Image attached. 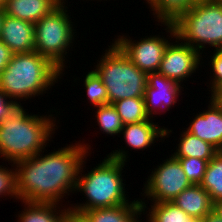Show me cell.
<instances>
[{"label":"cell","mask_w":222,"mask_h":222,"mask_svg":"<svg viewBox=\"0 0 222 222\" xmlns=\"http://www.w3.org/2000/svg\"><path fill=\"white\" fill-rule=\"evenodd\" d=\"M11 166L14 168L8 169L7 167L0 165V198L9 196V198L11 197L19 201L14 163H11Z\"/></svg>","instance_id":"27"},{"label":"cell","mask_w":222,"mask_h":222,"mask_svg":"<svg viewBox=\"0 0 222 222\" xmlns=\"http://www.w3.org/2000/svg\"><path fill=\"white\" fill-rule=\"evenodd\" d=\"M164 30L170 35L168 38L161 35H149L141 38L139 41L133 40L130 36L119 35L112 40L125 55L141 71L148 73L158 72L165 50L172 40L176 38V32L173 24H163ZM168 39V40H167Z\"/></svg>","instance_id":"8"},{"label":"cell","mask_w":222,"mask_h":222,"mask_svg":"<svg viewBox=\"0 0 222 222\" xmlns=\"http://www.w3.org/2000/svg\"><path fill=\"white\" fill-rule=\"evenodd\" d=\"M112 105L120 116L123 125L140 123L150 119L145 109L144 97L117 100Z\"/></svg>","instance_id":"22"},{"label":"cell","mask_w":222,"mask_h":222,"mask_svg":"<svg viewBox=\"0 0 222 222\" xmlns=\"http://www.w3.org/2000/svg\"><path fill=\"white\" fill-rule=\"evenodd\" d=\"M0 40L12 54L32 52L35 49L34 23L4 15Z\"/></svg>","instance_id":"13"},{"label":"cell","mask_w":222,"mask_h":222,"mask_svg":"<svg viewBox=\"0 0 222 222\" xmlns=\"http://www.w3.org/2000/svg\"><path fill=\"white\" fill-rule=\"evenodd\" d=\"M66 3H61L50 14L34 23L35 49L43 57L48 58L62 72L66 68L67 53L73 48L76 29L73 27L71 15ZM72 45V46H71ZM68 50V52H67ZM65 63V64H64Z\"/></svg>","instance_id":"7"},{"label":"cell","mask_w":222,"mask_h":222,"mask_svg":"<svg viewBox=\"0 0 222 222\" xmlns=\"http://www.w3.org/2000/svg\"><path fill=\"white\" fill-rule=\"evenodd\" d=\"M63 74L65 72L36 51L13 54L0 73V90L16 105H22V100L47 93Z\"/></svg>","instance_id":"4"},{"label":"cell","mask_w":222,"mask_h":222,"mask_svg":"<svg viewBox=\"0 0 222 222\" xmlns=\"http://www.w3.org/2000/svg\"><path fill=\"white\" fill-rule=\"evenodd\" d=\"M187 215L204 219L214 207L209 193L200 184H192L183 190L173 201Z\"/></svg>","instance_id":"16"},{"label":"cell","mask_w":222,"mask_h":222,"mask_svg":"<svg viewBox=\"0 0 222 222\" xmlns=\"http://www.w3.org/2000/svg\"><path fill=\"white\" fill-rule=\"evenodd\" d=\"M213 56L210 57V63L208 62L209 66L211 67V71L213 72V76H211V80L208 83L207 87H210L209 91H211V96H216L222 90V51L214 49ZM213 77V78H212Z\"/></svg>","instance_id":"28"},{"label":"cell","mask_w":222,"mask_h":222,"mask_svg":"<svg viewBox=\"0 0 222 222\" xmlns=\"http://www.w3.org/2000/svg\"><path fill=\"white\" fill-rule=\"evenodd\" d=\"M216 97L222 102V90L216 95Z\"/></svg>","instance_id":"35"},{"label":"cell","mask_w":222,"mask_h":222,"mask_svg":"<svg viewBox=\"0 0 222 222\" xmlns=\"http://www.w3.org/2000/svg\"><path fill=\"white\" fill-rule=\"evenodd\" d=\"M193 1L196 3V2L211 1V0H193Z\"/></svg>","instance_id":"36"},{"label":"cell","mask_w":222,"mask_h":222,"mask_svg":"<svg viewBox=\"0 0 222 222\" xmlns=\"http://www.w3.org/2000/svg\"><path fill=\"white\" fill-rule=\"evenodd\" d=\"M205 222H222V218L212 210L205 218Z\"/></svg>","instance_id":"32"},{"label":"cell","mask_w":222,"mask_h":222,"mask_svg":"<svg viewBox=\"0 0 222 222\" xmlns=\"http://www.w3.org/2000/svg\"><path fill=\"white\" fill-rule=\"evenodd\" d=\"M80 142L14 163L20 201L60 204L66 195L75 193L81 162L91 155V146Z\"/></svg>","instance_id":"1"},{"label":"cell","mask_w":222,"mask_h":222,"mask_svg":"<svg viewBox=\"0 0 222 222\" xmlns=\"http://www.w3.org/2000/svg\"><path fill=\"white\" fill-rule=\"evenodd\" d=\"M17 105L0 90V121L7 117Z\"/></svg>","instance_id":"29"},{"label":"cell","mask_w":222,"mask_h":222,"mask_svg":"<svg viewBox=\"0 0 222 222\" xmlns=\"http://www.w3.org/2000/svg\"><path fill=\"white\" fill-rule=\"evenodd\" d=\"M5 0H0V6L3 7Z\"/></svg>","instance_id":"37"},{"label":"cell","mask_w":222,"mask_h":222,"mask_svg":"<svg viewBox=\"0 0 222 222\" xmlns=\"http://www.w3.org/2000/svg\"><path fill=\"white\" fill-rule=\"evenodd\" d=\"M119 150V151H118ZM106 155L102 162L100 161L92 170L84 173L87 155L81 162L75 192L85 194L86 202L71 204L69 209L78 213H84L87 210L96 208L113 207L117 205L128 204L129 196L125 189V181L122 177V170L126 165L128 151L118 149ZM86 160V161H85ZM85 164V165H84ZM126 193V194H125ZM73 205V206H72ZM71 206V207H70Z\"/></svg>","instance_id":"2"},{"label":"cell","mask_w":222,"mask_h":222,"mask_svg":"<svg viewBox=\"0 0 222 222\" xmlns=\"http://www.w3.org/2000/svg\"><path fill=\"white\" fill-rule=\"evenodd\" d=\"M108 47L93 69L106 87L108 104L126 98L144 97L147 74L133 64L114 42Z\"/></svg>","instance_id":"5"},{"label":"cell","mask_w":222,"mask_h":222,"mask_svg":"<svg viewBox=\"0 0 222 222\" xmlns=\"http://www.w3.org/2000/svg\"><path fill=\"white\" fill-rule=\"evenodd\" d=\"M25 203V204H24ZM24 211H19L18 222H63L67 206L58 203L22 202ZM64 207L61 209L59 206ZM58 207V208H57ZM58 209V210H57Z\"/></svg>","instance_id":"18"},{"label":"cell","mask_w":222,"mask_h":222,"mask_svg":"<svg viewBox=\"0 0 222 222\" xmlns=\"http://www.w3.org/2000/svg\"><path fill=\"white\" fill-rule=\"evenodd\" d=\"M147 1V2H146ZM145 3L149 4L152 0H146Z\"/></svg>","instance_id":"40"},{"label":"cell","mask_w":222,"mask_h":222,"mask_svg":"<svg viewBox=\"0 0 222 222\" xmlns=\"http://www.w3.org/2000/svg\"><path fill=\"white\" fill-rule=\"evenodd\" d=\"M60 4L59 0H5L3 8L8 16L37 23Z\"/></svg>","instance_id":"15"},{"label":"cell","mask_w":222,"mask_h":222,"mask_svg":"<svg viewBox=\"0 0 222 222\" xmlns=\"http://www.w3.org/2000/svg\"><path fill=\"white\" fill-rule=\"evenodd\" d=\"M207 110L197 113L186 131L222 150V102L211 96Z\"/></svg>","instance_id":"12"},{"label":"cell","mask_w":222,"mask_h":222,"mask_svg":"<svg viewBox=\"0 0 222 222\" xmlns=\"http://www.w3.org/2000/svg\"><path fill=\"white\" fill-rule=\"evenodd\" d=\"M213 210L222 218V200L214 203Z\"/></svg>","instance_id":"33"},{"label":"cell","mask_w":222,"mask_h":222,"mask_svg":"<svg viewBox=\"0 0 222 222\" xmlns=\"http://www.w3.org/2000/svg\"><path fill=\"white\" fill-rule=\"evenodd\" d=\"M143 184L142 196L152 203L172 202L183 190L192 184L186 177L179 160L172 154L163 160Z\"/></svg>","instance_id":"9"},{"label":"cell","mask_w":222,"mask_h":222,"mask_svg":"<svg viewBox=\"0 0 222 222\" xmlns=\"http://www.w3.org/2000/svg\"><path fill=\"white\" fill-rule=\"evenodd\" d=\"M180 133L179 144L176 145V150L172 153L174 157H196L210 161L219 152L210 143L201 140L186 130H182Z\"/></svg>","instance_id":"19"},{"label":"cell","mask_w":222,"mask_h":222,"mask_svg":"<svg viewBox=\"0 0 222 222\" xmlns=\"http://www.w3.org/2000/svg\"><path fill=\"white\" fill-rule=\"evenodd\" d=\"M176 37L183 44L203 52L206 46L222 47V2H196L174 24Z\"/></svg>","instance_id":"6"},{"label":"cell","mask_w":222,"mask_h":222,"mask_svg":"<svg viewBox=\"0 0 222 222\" xmlns=\"http://www.w3.org/2000/svg\"><path fill=\"white\" fill-rule=\"evenodd\" d=\"M182 89L184 87L176 81L168 79L159 72L148 73L144 94L147 115L153 119L157 114L167 113L171 106L173 107L177 103Z\"/></svg>","instance_id":"11"},{"label":"cell","mask_w":222,"mask_h":222,"mask_svg":"<svg viewBox=\"0 0 222 222\" xmlns=\"http://www.w3.org/2000/svg\"><path fill=\"white\" fill-rule=\"evenodd\" d=\"M12 55L11 50L0 40V73L10 62Z\"/></svg>","instance_id":"30"},{"label":"cell","mask_w":222,"mask_h":222,"mask_svg":"<svg viewBox=\"0 0 222 222\" xmlns=\"http://www.w3.org/2000/svg\"><path fill=\"white\" fill-rule=\"evenodd\" d=\"M182 165L183 171L191 184H200L203 181L209 161L196 157H175Z\"/></svg>","instance_id":"26"},{"label":"cell","mask_w":222,"mask_h":222,"mask_svg":"<svg viewBox=\"0 0 222 222\" xmlns=\"http://www.w3.org/2000/svg\"><path fill=\"white\" fill-rule=\"evenodd\" d=\"M142 213V205L136 198L128 204L91 209L83 214L90 222H141Z\"/></svg>","instance_id":"17"},{"label":"cell","mask_w":222,"mask_h":222,"mask_svg":"<svg viewBox=\"0 0 222 222\" xmlns=\"http://www.w3.org/2000/svg\"><path fill=\"white\" fill-rule=\"evenodd\" d=\"M64 222H90L89 219L82 213L72 211L68 208L64 215Z\"/></svg>","instance_id":"31"},{"label":"cell","mask_w":222,"mask_h":222,"mask_svg":"<svg viewBox=\"0 0 222 222\" xmlns=\"http://www.w3.org/2000/svg\"><path fill=\"white\" fill-rule=\"evenodd\" d=\"M195 4L193 0H152L149 3L154 19L160 24H174Z\"/></svg>","instance_id":"21"},{"label":"cell","mask_w":222,"mask_h":222,"mask_svg":"<svg viewBox=\"0 0 222 222\" xmlns=\"http://www.w3.org/2000/svg\"><path fill=\"white\" fill-rule=\"evenodd\" d=\"M4 15H5L4 8L0 6V32H1V26L3 23Z\"/></svg>","instance_id":"34"},{"label":"cell","mask_w":222,"mask_h":222,"mask_svg":"<svg viewBox=\"0 0 222 222\" xmlns=\"http://www.w3.org/2000/svg\"><path fill=\"white\" fill-rule=\"evenodd\" d=\"M61 3H66L67 1L66 0H59Z\"/></svg>","instance_id":"39"},{"label":"cell","mask_w":222,"mask_h":222,"mask_svg":"<svg viewBox=\"0 0 222 222\" xmlns=\"http://www.w3.org/2000/svg\"><path fill=\"white\" fill-rule=\"evenodd\" d=\"M84 77L85 79L82 82L84 83L85 93H87V101L89 100L94 107L108 104L106 87L97 73L94 70H90Z\"/></svg>","instance_id":"25"},{"label":"cell","mask_w":222,"mask_h":222,"mask_svg":"<svg viewBox=\"0 0 222 222\" xmlns=\"http://www.w3.org/2000/svg\"><path fill=\"white\" fill-rule=\"evenodd\" d=\"M53 116L28 114L17 105L0 121V159L16 163L45 150L60 121Z\"/></svg>","instance_id":"3"},{"label":"cell","mask_w":222,"mask_h":222,"mask_svg":"<svg viewBox=\"0 0 222 222\" xmlns=\"http://www.w3.org/2000/svg\"><path fill=\"white\" fill-rule=\"evenodd\" d=\"M210 195L213 203L222 200V152L219 151L208 163L203 181L200 183Z\"/></svg>","instance_id":"23"},{"label":"cell","mask_w":222,"mask_h":222,"mask_svg":"<svg viewBox=\"0 0 222 222\" xmlns=\"http://www.w3.org/2000/svg\"><path fill=\"white\" fill-rule=\"evenodd\" d=\"M95 119L101 133L109 135H121V130L123 124L121 122L120 116L117 114L116 109L112 104H105L98 107H95Z\"/></svg>","instance_id":"24"},{"label":"cell","mask_w":222,"mask_h":222,"mask_svg":"<svg viewBox=\"0 0 222 222\" xmlns=\"http://www.w3.org/2000/svg\"><path fill=\"white\" fill-rule=\"evenodd\" d=\"M202 54L176 37L167 46L158 72L181 85L203 64Z\"/></svg>","instance_id":"10"},{"label":"cell","mask_w":222,"mask_h":222,"mask_svg":"<svg viewBox=\"0 0 222 222\" xmlns=\"http://www.w3.org/2000/svg\"><path fill=\"white\" fill-rule=\"evenodd\" d=\"M195 222H205L204 219H197Z\"/></svg>","instance_id":"38"},{"label":"cell","mask_w":222,"mask_h":222,"mask_svg":"<svg viewBox=\"0 0 222 222\" xmlns=\"http://www.w3.org/2000/svg\"><path fill=\"white\" fill-rule=\"evenodd\" d=\"M154 119L150 118L140 123L125 124L121 130L124 141L131 151L134 149L145 150L151 148L156 141L164 142V139L173 131L166 127H160L158 122H153ZM155 123V124H154ZM160 137V140H158ZM157 138V139H156ZM163 138V139H162Z\"/></svg>","instance_id":"14"},{"label":"cell","mask_w":222,"mask_h":222,"mask_svg":"<svg viewBox=\"0 0 222 222\" xmlns=\"http://www.w3.org/2000/svg\"><path fill=\"white\" fill-rule=\"evenodd\" d=\"M139 200L142 205L143 215L147 214L149 211L146 215V220H148V222H195L197 220L187 215L173 202L152 203L153 205L151 204L149 208L146 206L147 204H145V198Z\"/></svg>","instance_id":"20"}]
</instances>
